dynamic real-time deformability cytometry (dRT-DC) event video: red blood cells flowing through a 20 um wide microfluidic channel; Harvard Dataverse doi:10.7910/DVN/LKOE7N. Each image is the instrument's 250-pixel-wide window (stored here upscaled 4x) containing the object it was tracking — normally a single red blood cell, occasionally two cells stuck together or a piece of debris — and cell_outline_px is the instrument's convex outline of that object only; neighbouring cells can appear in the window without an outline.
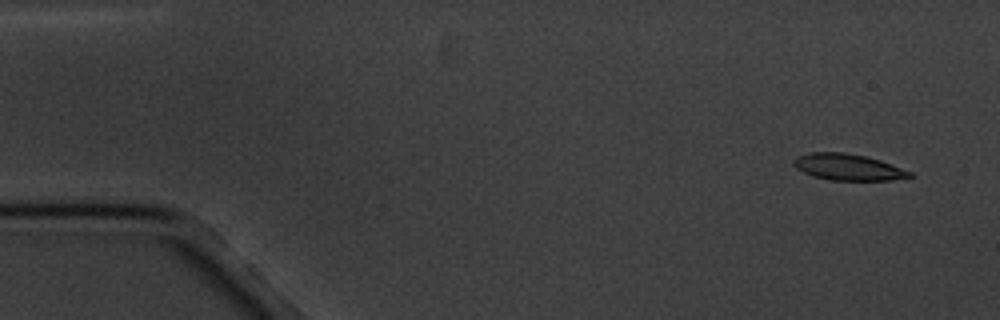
{"species": "common noctule bat (a hibernating species)", "species_latin": "Nyctalus noctula", "temperature_condition": "cold", "stored_images_in_passage": 4, "camera_frame_rate_fps": 3000, "um_per_image_px": 0.085, "animal": {"sex": "male", "body_mass_g": 20.1, "forearm_length_mm": 53.5}, "frame": {"image": 1, "passage_image": 1, "time_ms": 0.0, "image_size_px": [1000, 320], "cell_outline_px": [[912, 176], [892, 180], [832, 180], [812, 176], [796, 168], [792, 164], [792, 160], [796, 156], [808, 152], [844, 152], [864, 156], [880, 160], [912, 172]], "centroid_in_image_um": [72.02, 14.19], "position_along_channel_um": 13.0, "area_um2": 17.8}}
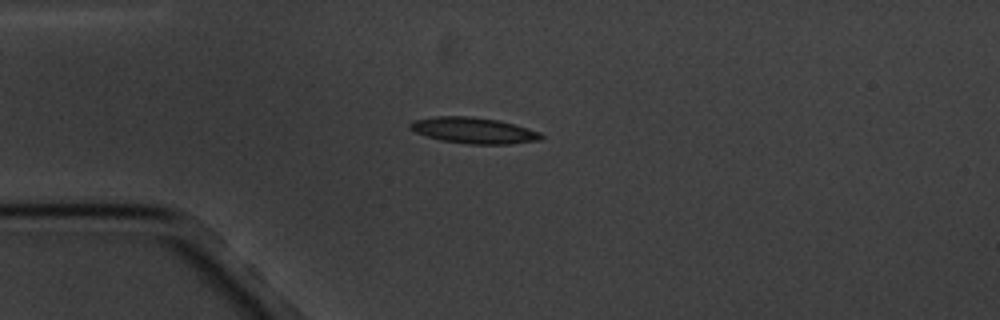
{"frame": {"image": 2, "passage_image": 4, "time_ms": 3.667, "image_size_px": [1000, 320], "cell_outline_px": [[544, 136], [540, 140], [508, 144], [468, 144], [440, 140], [416, 132], [408, 128], [408, 124], [412, 120], [436, 116], [472, 116], [500, 120], [540, 132]], "centroid_in_image_um": [40.24, 11.08], "position_along_channel_um": 44.8, "area_um2": 19.94}}